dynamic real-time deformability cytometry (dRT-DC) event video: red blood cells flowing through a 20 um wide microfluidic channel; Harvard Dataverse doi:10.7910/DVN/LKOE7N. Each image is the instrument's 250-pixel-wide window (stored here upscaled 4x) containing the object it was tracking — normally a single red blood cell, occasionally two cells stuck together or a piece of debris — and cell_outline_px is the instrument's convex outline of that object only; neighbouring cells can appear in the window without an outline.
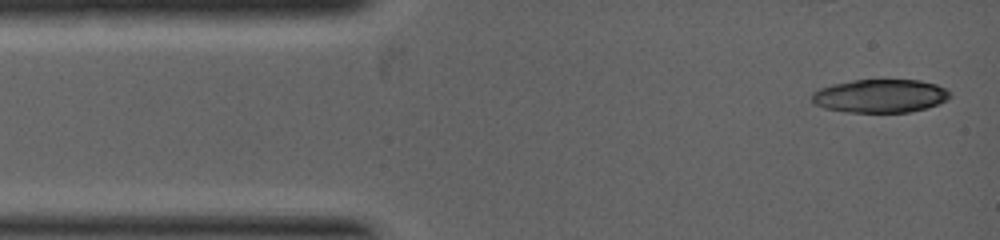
{"species": "common noctule bat (a hibernating species)", "species_latin": "Nyctalus noctula", "temperature_condition": "warm", "stored_images_in_passage": 10, "camera_frame_rate_fps": 5000, "um_per_image_px": 0.085, "animal": {"sex": "female", "body_mass_g": 19.0, "forearm_length_mm": 53.3}, "frame": {"image": 1, "passage_image": 1, "time_ms": 0.0, "image_size_px": [1000, 240], "cell_outline_px": [[952, 96], [936, 104], [924, 108], [908, 112], [844, 112], [824, 108], [812, 104], [812, 92], [820, 88], [832, 84], [852, 80], [920, 80], [936, 84], [944, 88]], "centroid_in_image_um": [74.75, 8.15], "position_along_channel_um": 10.3, "area_um2": 26.76}}